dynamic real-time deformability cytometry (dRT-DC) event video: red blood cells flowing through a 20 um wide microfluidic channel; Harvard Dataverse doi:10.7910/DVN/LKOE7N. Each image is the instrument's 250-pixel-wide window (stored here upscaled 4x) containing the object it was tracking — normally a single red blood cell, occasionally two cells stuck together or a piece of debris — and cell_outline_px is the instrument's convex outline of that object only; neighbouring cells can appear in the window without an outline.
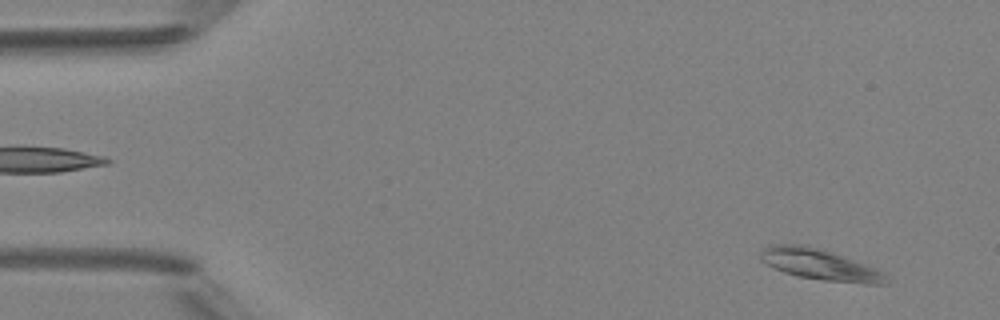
{"species": "Egyptian fruit bat (a non-hibernating species)", "species_latin": "Rousettus aegyptiacus", "temperature_condition": "room temperature", "stored_images_in_passage": 49, "camera_frame_rate_fps": 3000, "um_per_image_px": 0.085, "animal": {"sex": "female"}, "frame": {"image": 1, "passage_image": 4, "time_ms": 1.0, "image_size_px": [1000, 320], "cell_outline_px": [[888, 284], [864, 284], [824, 280], [796, 276], [772, 268], [760, 260], [760, 252], [764, 248], [772, 244], [804, 244], [868, 264], [884, 272], [888, 276]], "centroid_in_image_um": [69.71, 22.5], "position_along_channel_um": 15.3, "area_um2": 22.83}}
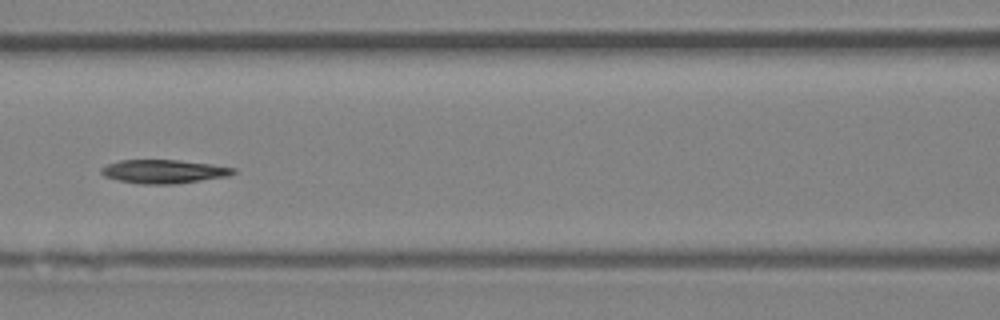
{"frame": {"image": 2, "passage_image": 22, "time_ms": 7.0, "image_size_px": [1000, 320], "cell_outline_px": [[236, 172], [228, 176], [176, 184], [140, 184], [120, 180], [104, 176], [100, 172], [100, 168], [108, 164], [120, 160], [176, 160], [212, 164], [236, 168]], "centroid_in_image_um": [13.93, 14.58], "position_along_channel_um": 152.7, "area_um2": 18.15}}
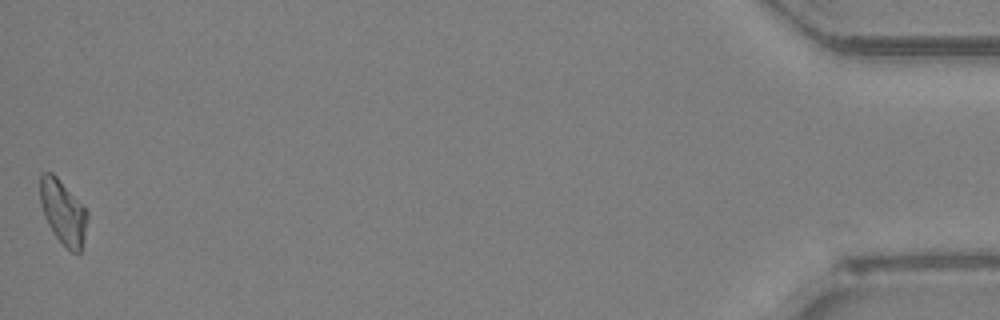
{"frame": {"image": 3, "passage_image": 49, "time_ms": 16.0, "image_size_px": [1000, 320], "cell_outline_px": [[88, 220], [80, 252], [72, 252], [56, 236], [48, 224], [44, 216], [40, 204], [40, 172], [52, 172], [84, 204], [88, 212]], "centroid_in_image_um": [5.37, 17.97], "position_along_channel_um": 429.8, "area_um2": 17.74}, "authors_computed_cell_mechanics": {"area_um2": 18.0336, "velocity_mm_per_s": 4.1704, "shape_relaxation_time_tau1_ms": 7.1696, "shape_relaxation_time_tau2_ms": null, "deformation_change_tau1": 0.2301, "deformation_change_tau2": null}}